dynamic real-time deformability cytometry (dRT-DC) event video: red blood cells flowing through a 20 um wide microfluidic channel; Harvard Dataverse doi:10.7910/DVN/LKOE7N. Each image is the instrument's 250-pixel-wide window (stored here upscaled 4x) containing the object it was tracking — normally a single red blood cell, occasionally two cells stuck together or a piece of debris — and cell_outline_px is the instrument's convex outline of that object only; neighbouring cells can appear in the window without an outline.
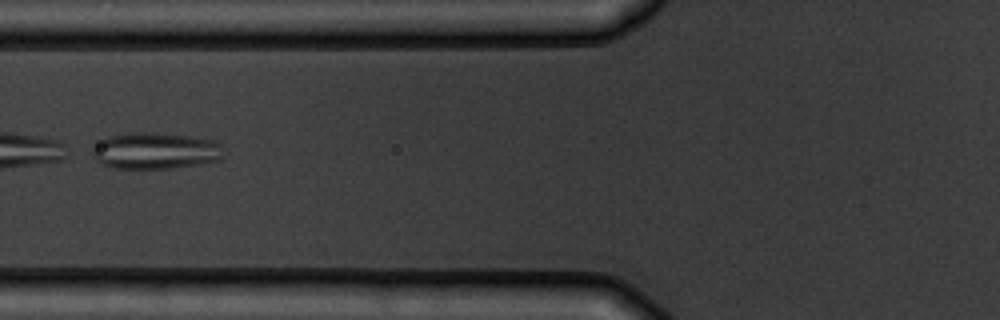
{"species": "common noctule bat (a hibernating species)", "species_latin": "Nyctalus noctula", "temperature_condition": "warm", "stored_images_in_passage": 7, "camera_frame_rate_fps": 3000, "um_per_image_px": 0.085, "animal": {"sex": "male", "body_mass_g": 19.5, "forearm_length_mm": 54.6}, "frame": {"image": 1, "passage_image": 7, "time_ms": 7.0, "image_size_px": [1000, 320], "cell_outline_px": [[220, 160], [200, 164], [172, 168], [112, 168], [96, 160], [92, 156], [92, 148], [104, 140], [112, 136], [132, 132], [148, 132], [188, 136], [216, 140], [220, 144]], "centroid_in_image_um": [13.21, 12.82], "position_along_channel_um": 112.6, "area_um2": 27.51}}